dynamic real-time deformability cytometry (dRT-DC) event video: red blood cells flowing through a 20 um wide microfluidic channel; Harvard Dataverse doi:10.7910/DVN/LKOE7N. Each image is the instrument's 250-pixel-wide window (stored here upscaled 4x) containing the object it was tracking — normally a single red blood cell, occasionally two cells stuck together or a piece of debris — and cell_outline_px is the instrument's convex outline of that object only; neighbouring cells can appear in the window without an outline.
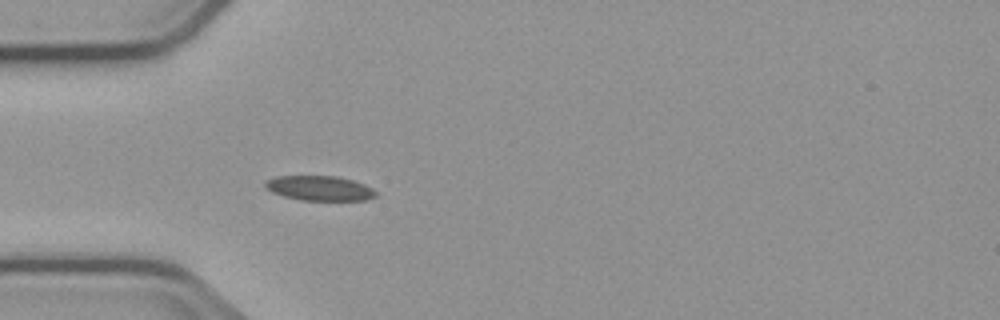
{"species": "common noctule bat (a hibernating species)", "species_latin": "Nyctalus noctula", "temperature_condition": "cold", "stored_images_in_passage": 4, "camera_frame_rate_fps": 3000, "um_per_image_px": 0.085, "animal": {"sex": "male", "body_mass_g": 23.1, "forearm_length_mm": 52.7}, "frame": {"image": 1, "passage_image": 4, "time_ms": 3.667, "image_size_px": [1000, 320], "cell_outline_px": [[376, 196], [368, 200], [300, 200], [284, 196], [272, 192], [264, 188], [264, 180], [276, 176], [336, 176], [352, 180], [364, 184], [372, 188], [376, 192]], "centroid_in_image_um": [27.13, 15.99], "position_along_channel_um": 57.9, "area_um2": 16.07}}